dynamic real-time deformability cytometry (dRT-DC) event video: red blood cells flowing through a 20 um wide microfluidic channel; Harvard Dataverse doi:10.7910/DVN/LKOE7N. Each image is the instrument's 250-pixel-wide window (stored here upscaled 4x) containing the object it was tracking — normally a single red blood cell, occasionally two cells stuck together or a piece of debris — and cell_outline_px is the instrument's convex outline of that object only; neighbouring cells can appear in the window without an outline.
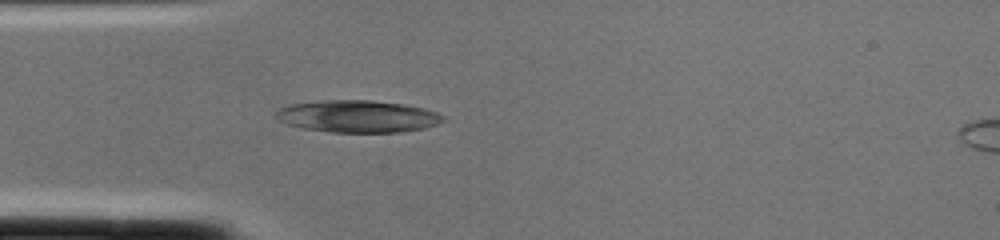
{"species": "common noctule bat (a hibernating species)", "species_latin": "Nyctalus noctula", "temperature_condition": "cold", "stored_images_in_passage": 3, "camera_frame_rate_fps": 3000, "um_per_image_px": 0.085, "animal": {"sex": "female", "body_mass_g": 22.0, "forearm_length_mm": 56.7}, "frame": {"image": 1, "passage_image": 2, "time_ms": 0.333, "image_size_px": [1000, 240], "cell_outline_px": [[448, 120], [424, 128], [400, 132], [328, 132], [300, 128], [288, 124], [272, 116], [280, 108], [292, 104], [324, 100], [372, 100], [404, 104], [424, 108], [436, 112], [444, 116]], "centroid_in_image_um": [30.41, 9.89], "position_along_channel_um": 54.6, "area_um2": 31.44}}